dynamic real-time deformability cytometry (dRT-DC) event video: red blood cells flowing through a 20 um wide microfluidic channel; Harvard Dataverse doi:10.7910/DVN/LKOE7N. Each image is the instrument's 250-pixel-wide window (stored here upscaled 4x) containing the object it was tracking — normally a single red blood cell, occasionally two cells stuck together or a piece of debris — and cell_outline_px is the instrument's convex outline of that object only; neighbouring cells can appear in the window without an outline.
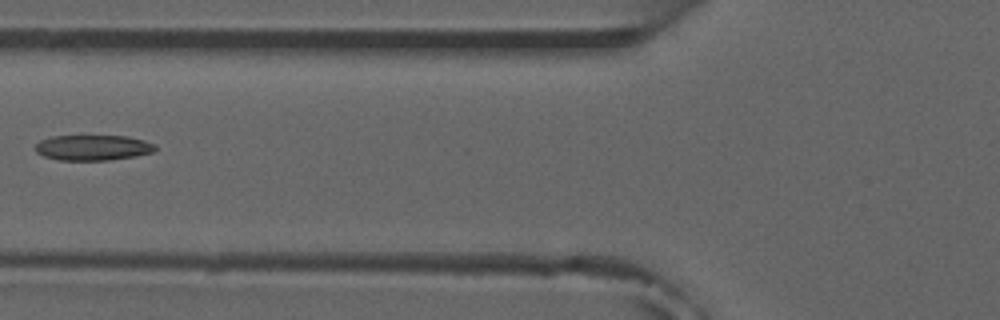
{"species": "common noctule bat (a hibernating species)", "species_latin": "Nyctalus noctula", "temperature_condition": "room temperature", "stored_images_in_passage": 6, "camera_frame_rate_fps": 3000, "um_per_image_px": 0.085, "animal": {"sex": "male", "forearm_length_mm": 52.5}, "frame": {"image": 1, "passage_image": 6, "time_ms": 5.667, "image_size_px": [1000, 320], "cell_outline_px": [[156, 148], [152, 152], [136, 156], [108, 160], [60, 160], [44, 156], [36, 152], [36, 144], [40, 140], [52, 136], [128, 136], [144, 140], [156, 144]], "centroid_in_image_um": [7.91, 12.54], "position_along_channel_um": 117.9, "area_um2": 17.74}}